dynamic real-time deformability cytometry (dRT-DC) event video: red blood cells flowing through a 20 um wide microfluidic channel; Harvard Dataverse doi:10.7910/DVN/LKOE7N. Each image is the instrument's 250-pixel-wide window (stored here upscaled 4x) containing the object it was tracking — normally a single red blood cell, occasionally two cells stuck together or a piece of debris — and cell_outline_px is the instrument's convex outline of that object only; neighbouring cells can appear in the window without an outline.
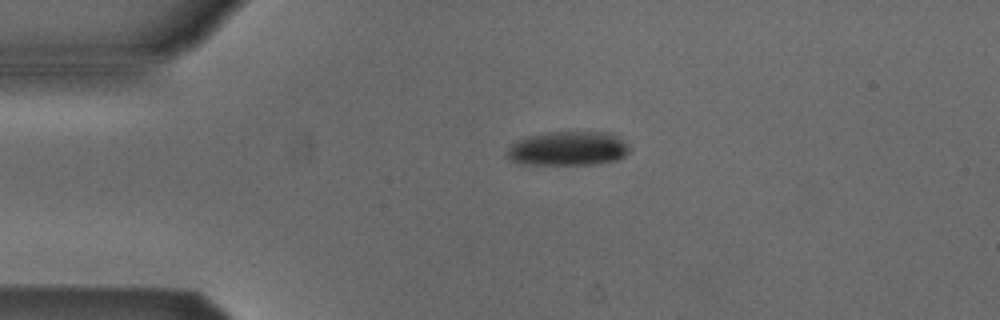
{"species": "Egyptian fruit bat (a non-hibernating species)", "species_latin": "Rousettus aegyptiacus", "temperature_condition": "cold", "stored_images_in_passage": 2, "camera_frame_rate_fps": 3000, "um_per_image_px": 0.085, "animal": {"sex": "male"}, "frame": {"image": 1, "passage_image": 1, "time_ms": 0.0, "image_size_px": [1000, 320], "cell_outline_px": [[632, 148], [624, 156], [616, 160], [596, 164], [528, 164], [512, 160], [508, 156], [508, 148], [512, 144], [528, 136], [548, 132], [612, 132], [628, 144]], "centroid_in_image_um": [48.36, 12.61], "position_along_channel_um": 36.6, "area_um2": 24.22}}